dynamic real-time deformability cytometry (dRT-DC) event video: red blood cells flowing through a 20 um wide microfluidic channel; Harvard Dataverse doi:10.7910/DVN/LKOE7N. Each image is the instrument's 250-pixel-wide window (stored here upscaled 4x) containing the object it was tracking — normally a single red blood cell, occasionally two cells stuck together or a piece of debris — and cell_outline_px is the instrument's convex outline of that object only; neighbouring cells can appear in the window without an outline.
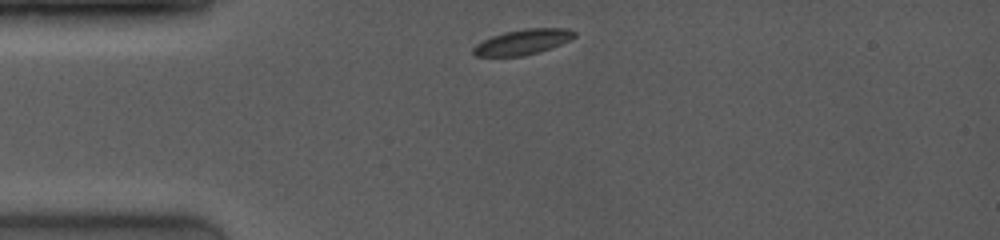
{"species": "common noctule bat (a hibernating species)", "species_latin": "Nyctalus noctula", "temperature_condition": "room temperature", "stored_images_in_passage": 28, "camera_frame_rate_fps": 4000, "um_per_image_px": 0.085, "animal": {"sex": "female", "body_mass_g": 19.0, "forearm_length_mm": 53.3}, "frame": {"image": 1, "passage_image": 1, "time_ms": 0.0, "image_size_px": [1000, 240], "cell_outline_px": [[576, 36], [572, 40], [552, 48], [540, 52], [520, 56], [476, 56], [472, 52], [472, 48], [476, 44], [492, 36], [504, 32], [524, 28], [568, 28], [576, 32]], "centroid_in_image_um": [44.48, 3.56], "position_along_channel_um": 40.5, "area_um2": 15.09}}
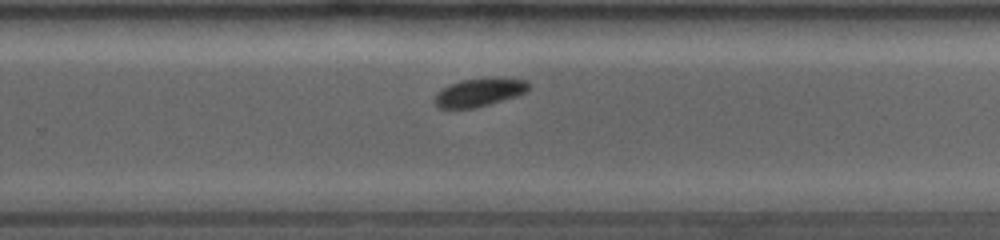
{"frame": {"image": 2, "passage_image": 19, "time_ms": 6.75, "image_size_px": [1000, 240], "cell_outline_px": [[532, 84], [528, 92], [516, 96], [488, 104], [472, 108], [440, 108], [436, 104], [436, 96], [448, 84], [460, 80], [496, 76], [528, 80]], "centroid_in_image_um": [40.86, 7.8], "position_along_channel_um": 288.9, "area_um2": 15.61}}
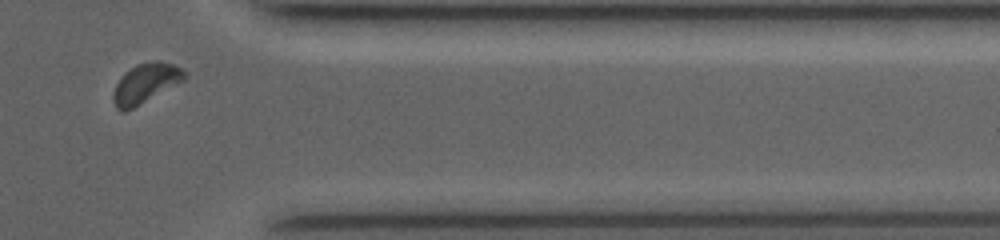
{"frame": {"image": 3, "passage_image": 26, "time_ms": 9.5, "image_size_px": [1000, 240], "cell_outline_px": [[188, 72], [184, 80], [132, 108], [124, 112], [120, 112], [116, 108], [112, 100], [112, 96], [116, 84], [120, 76], [124, 72], [136, 64], [156, 60], [160, 60], [184, 68]], "centroid_in_image_um": [12.36, 7.05], "position_along_channel_um": 399.0, "area_um2": 16.53}, "authors_computed_cell_mechanics": {"area_um2": 16.0973, "velocity_mm_per_s": 4.0757, "shape_relaxation_time_tau1_ms": 1.9495, "shape_relaxation_time_tau2_ms": null, "deformation_change_tau1": 0.0971, "deformation_change_tau2": null}}